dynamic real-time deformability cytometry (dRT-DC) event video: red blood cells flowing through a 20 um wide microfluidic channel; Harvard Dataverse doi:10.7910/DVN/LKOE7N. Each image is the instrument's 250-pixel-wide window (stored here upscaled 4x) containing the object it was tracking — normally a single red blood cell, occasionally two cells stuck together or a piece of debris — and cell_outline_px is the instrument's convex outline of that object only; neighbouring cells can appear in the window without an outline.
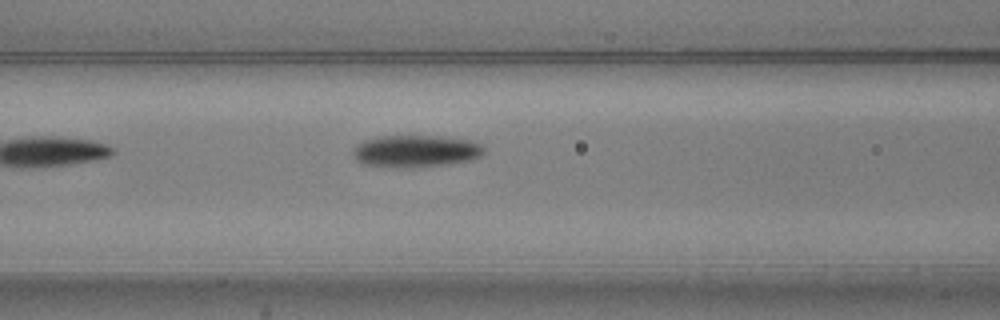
{"species": "common noctule bat (a hibernating species)", "species_latin": "Nyctalus noctula", "temperature_condition": "warm", "stored_images_in_passage": 5, "camera_frame_rate_fps": 3000, "um_per_image_px": 0.085, "animal": {"sex": "male", "body_mass_g": 20.5, "forearm_length_mm": 52.5}, "frame": {"image": 1, "passage_image": 5, "time_ms": 1.333, "image_size_px": [1000, 320], "cell_outline_px": [[484, 152], [480, 156], [468, 160], [444, 164], [412, 168], [396, 168], [364, 164], [356, 160], [352, 152], [364, 140], [380, 136], [440, 136], [472, 140], [480, 144], [484, 148]], "centroid_in_image_um": [35.34, 12.85], "position_along_channel_um": 131.3, "area_um2": 24.39}}